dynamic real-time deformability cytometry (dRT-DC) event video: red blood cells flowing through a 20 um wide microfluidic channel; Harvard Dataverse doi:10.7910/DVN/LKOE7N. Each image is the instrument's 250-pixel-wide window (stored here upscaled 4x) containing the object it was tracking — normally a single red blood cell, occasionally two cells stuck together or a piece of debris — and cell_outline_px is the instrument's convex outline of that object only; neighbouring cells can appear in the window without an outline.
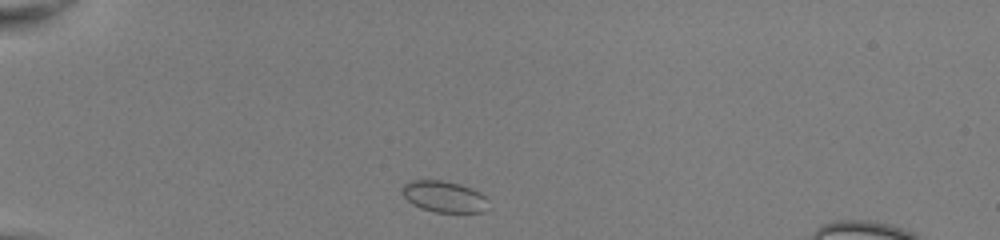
{"species": "common noctule bat (a hibernating species)", "species_latin": "Nyctalus noctula", "temperature_condition": "room temperature", "stored_images_in_passage": 37, "camera_frame_rate_fps": 3000, "um_per_image_px": 0.085, "animal": {"sex": "female", "body_mass_g": 22.0, "forearm_length_mm": 56.7}, "frame": {"image": 1, "passage_image": 1, "time_ms": 0.0, "image_size_px": [1000, 240], "cell_outline_px": [[484, 212], [436, 212], [420, 208], [412, 204], [404, 196], [400, 188], [404, 184], [412, 180], [444, 180], [460, 184], [472, 188], [480, 192], [484, 196]], "centroid_in_image_um": [37.68, 16.69], "position_along_channel_um": 47.3, "area_um2": 15.55}}
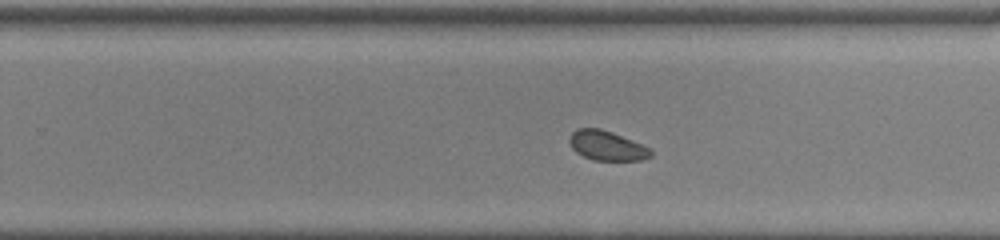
{"frame": {"image": 2, "passage_image": 21, "time_ms": 6.667, "image_size_px": [1000, 240], "cell_outline_px": [[652, 156], [640, 160], [592, 160], [576, 152], [572, 148], [568, 140], [568, 136], [576, 128], [600, 128], [612, 132], [652, 148]], "centroid_in_image_um": [51.57, 12.37], "position_along_channel_um": 278.2, "area_um2": 14.16}}
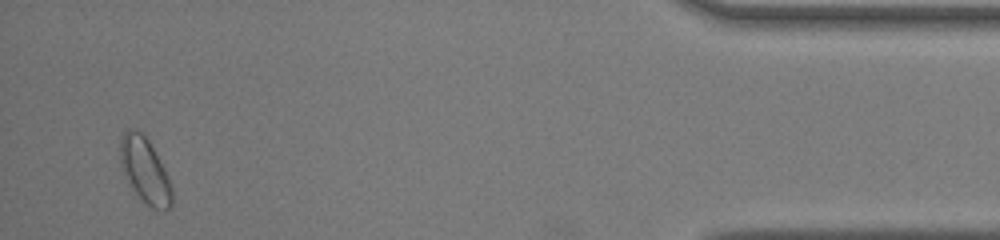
{"frame": {"image": 3, "passage_image": 36, "time_ms": 11.667, "image_size_px": [1000, 240], "cell_outline_px": [[172, 204], [168, 208], [152, 208], [136, 192], [124, 176], [120, 164], [120, 136], [128, 128], [132, 128], [140, 132], [148, 140], [168, 176], [172, 188]], "centroid_in_image_um": [12.29, 14.44], "position_along_channel_um": 422.9, "area_um2": 19.19}, "authors_computed_cell_mechanics": {"area_um2": 15.028, "velocity_mm_per_s": 4.0199, "shape_relaxation_time_tau1_ms": null, "shape_relaxation_time_tau2_ms": 2.7494, "deformation_change_tau1": null, "deformation_change_tau2": 0.0596}}